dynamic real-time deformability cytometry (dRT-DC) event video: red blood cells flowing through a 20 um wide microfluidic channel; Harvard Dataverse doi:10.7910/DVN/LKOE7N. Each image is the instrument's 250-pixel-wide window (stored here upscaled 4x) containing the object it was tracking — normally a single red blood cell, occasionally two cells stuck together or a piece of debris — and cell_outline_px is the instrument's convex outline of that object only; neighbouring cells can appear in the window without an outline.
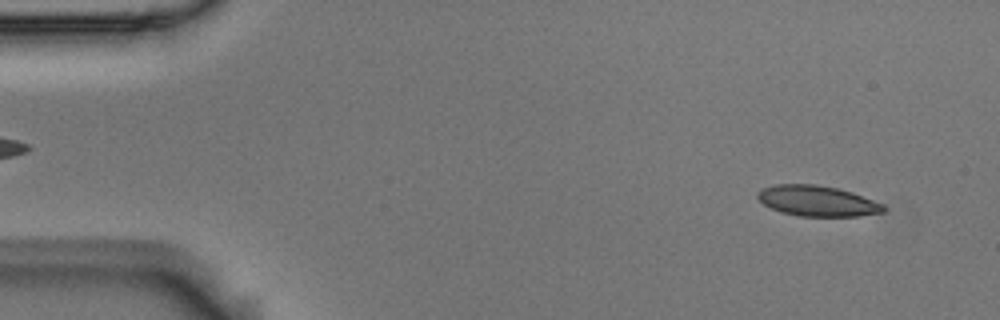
{"species": "Egyptian fruit bat (a non-hibernating species)", "species_latin": "Rousettus aegyptiacus", "temperature_condition": "room temperature", "stored_images_in_passage": 5, "camera_frame_rate_fps": 3000, "um_per_image_px": 0.085, "animal": {"sex": "male"}, "frame": {"image": 1, "passage_image": 1, "time_ms": 0.0, "image_size_px": [1000, 320], "cell_outline_px": [[884, 212], [860, 216], [800, 216], [780, 212], [764, 204], [756, 196], [756, 192], [760, 188], [776, 184], [816, 184], [836, 188], [852, 192], [884, 204]], "centroid_in_image_um": [69.44, 17.07], "position_along_channel_um": 15.6, "area_um2": 22.48}}